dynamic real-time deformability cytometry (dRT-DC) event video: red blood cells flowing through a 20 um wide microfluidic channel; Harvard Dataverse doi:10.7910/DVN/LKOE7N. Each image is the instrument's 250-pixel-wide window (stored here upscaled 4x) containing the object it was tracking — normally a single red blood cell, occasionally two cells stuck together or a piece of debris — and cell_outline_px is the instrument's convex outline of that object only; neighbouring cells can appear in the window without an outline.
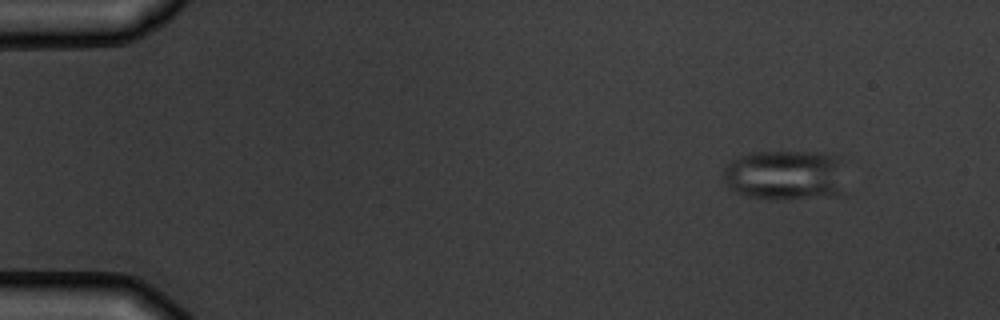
{"species": "common noctule bat (a hibernating species)", "species_latin": "Nyctalus noctula", "temperature_condition": "warm", "stored_images_in_passage": 5, "camera_frame_rate_fps": 3000, "um_per_image_px": 0.085, "animal": {"sex": "male", "body_mass_g": 19.5, "forearm_length_mm": 54.6}, "frame": {"image": 1, "passage_image": 2, "time_ms": 1.333, "image_size_px": [1000, 320], "cell_outline_px": [[844, 196], [784, 200], [768, 200], [748, 196], [736, 192], [728, 188], [724, 180], [724, 168], [732, 160], [740, 156], [752, 152], [820, 152], [840, 156], [844, 192]], "centroid_in_image_um": [66.79, 14.92], "position_along_channel_um": 18.2, "area_um2": 36.76}}